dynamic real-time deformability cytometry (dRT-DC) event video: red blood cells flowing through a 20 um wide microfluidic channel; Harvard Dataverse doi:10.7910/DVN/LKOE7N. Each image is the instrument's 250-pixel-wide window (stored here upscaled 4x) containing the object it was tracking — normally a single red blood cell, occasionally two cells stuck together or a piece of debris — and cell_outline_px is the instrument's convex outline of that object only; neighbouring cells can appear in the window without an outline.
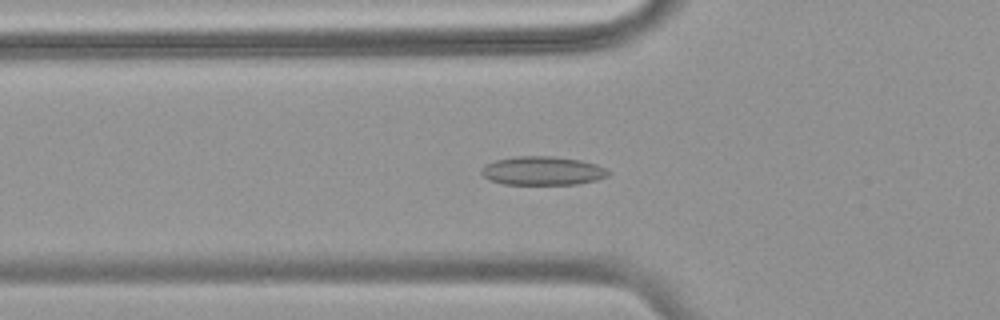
{"species": "common noctule bat (a hibernating species)", "species_latin": "Nyctalus noctula", "temperature_condition": "warm", "stored_images_in_passage": 47, "camera_frame_rate_fps": 3000, "um_per_image_px": 0.085, "animal": {"sex": "female", "body_mass_g": 18.4}, "frame": {"image": 1, "passage_image": 19, "time_ms": 6.0, "image_size_px": [1000, 320], "cell_outline_px": [[612, 172], [608, 176], [596, 180], [576, 184], [504, 184], [488, 180], [480, 172], [480, 168], [484, 164], [496, 160], [516, 156], [552, 156], [580, 160], [596, 164]], "centroid_in_image_um": [46.09, 14.51], "position_along_channel_um": 79.7, "area_um2": 21.33}}
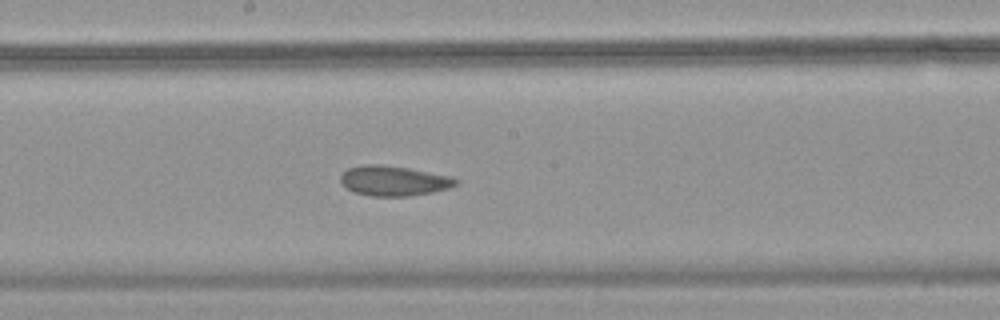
{"frame": {"image": 2, "passage_image": 30, "time_ms": 9.667, "image_size_px": [1000, 320], "cell_outline_px": [[460, 180], [456, 184], [448, 188], [432, 192], [408, 196], [372, 196], [356, 192], [348, 188], [340, 180], [340, 176], [348, 168], [364, 164], [380, 164], [408, 168], [448, 176]], "centroid_in_image_um": [33.46, 15.36], "position_along_channel_um": 214.7, "area_um2": 19.83}}
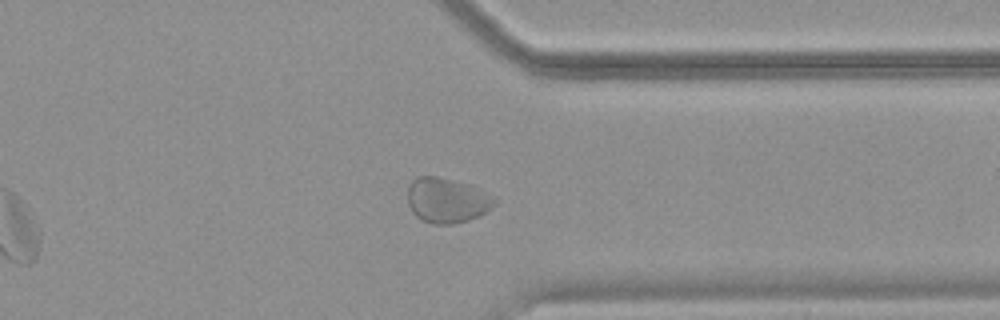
{"frame": {"image": 3, "passage_image": 43, "time_ms": 14.0, "image_size_px": [1000, 320], "cell_outline_px": [[496, 204], [480, 216], [468, 220], [452, 224], [432, 224], [416, 216], [412, 212], [408, 204], [408, 188], [412, 180], [416, 176], [436, 176], [468, 184], [496, 196]], "centroid_in_image_um": [38.0, 17.03], "position_along_channel_um": 373.4, "area_um2": 22.89}, "authors_computed_cell_mechanics": {"area_um2": 20.8658, "velocity_mm_per_s": 3.6872, "shape_relaxation_time_tau1_ms": null, "shape_relaxation_time_tau2_ms": 0.5847, "deformation_change_tau1": null, "deformation_change_tau2": 0.0425}}